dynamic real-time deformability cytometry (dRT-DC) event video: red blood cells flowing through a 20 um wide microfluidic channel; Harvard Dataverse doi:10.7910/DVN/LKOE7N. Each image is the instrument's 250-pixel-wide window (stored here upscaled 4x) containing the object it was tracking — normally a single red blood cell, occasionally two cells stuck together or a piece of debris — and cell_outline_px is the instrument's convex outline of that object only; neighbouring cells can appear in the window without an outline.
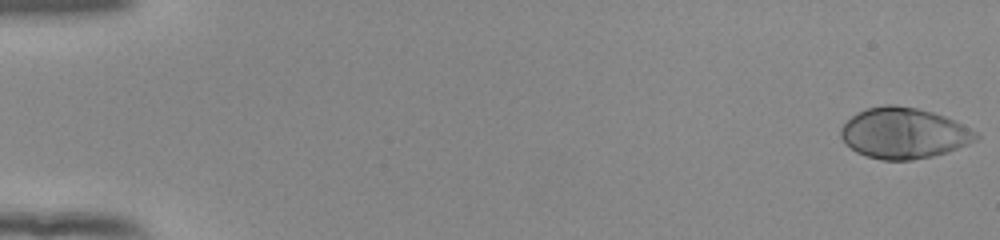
{"species": "human", "species_latin": "Homo sapiens", "temperature_condition": "room temperature", "stored_images_in_passage": 54, "camera_frame_rate_fps": 3000, "um_per_image_px": 0.085, "donor": {"sex": "female"}, "frame": {"image": 1, "passage_image": 1, "time_ms": 0.0, "image_size_px": [1000, 240], "cell_outline_px": [[980, 136], [976, 140], [968, 144], [948, 152], [932, 156], [912, 160], [880, 160], [856, 152], [844, 144], [840, 136], [840, 128], [852, 116], [868, 108], [884, 104], [892, 104], [916, 108], [932, 112], [944, 116], [976, 132]], "centroid_in_image_um": [76.79, 11.33], "position_along_channel_um": 8.2, "area_um2": 39.82}}
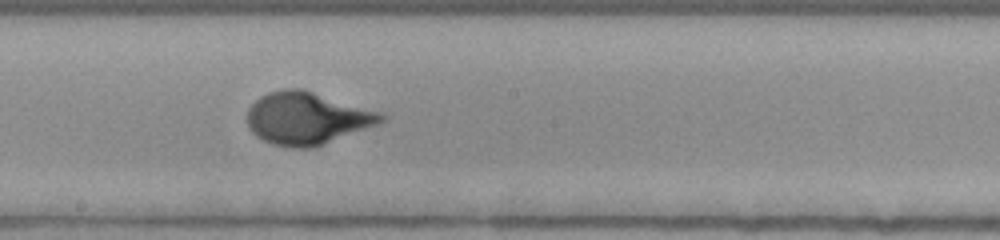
{"frame": {"image": 2, "passage_image": 31, "time_ms": 10.0, "image_size_px": [1000, 240], "cell_outline_px": [[388, 116], [380, 124], [312, 148], [292, 148], [272, 144], [256, 136], [248, 128], [248, 108], [260, 96], [268, 92], [284, 88], [300, 88], [384, 112]], "centroid_in_image_um": [26.13, 10.05], "position_along_channel_um": 222.1, "area_um2": 41.21}}
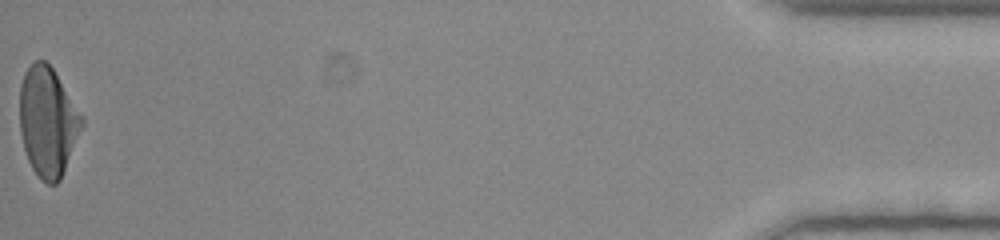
{"frame": {"image": 3, "passage_image": 54, "time_ms": 17.667, "image_size_px": [1000, 240], "cell_outline_px": [[84, 124], [60, 180], [56, 184], [48, 184], [40, 180], [32, 168], [28, 160], [24, 148], [20, 132], [20, 84], [24, 72], [36, 60], [44, 60], [52, 68], [84, 116]], "centroid_in_image_um": [4.07, 10.35], "position_along_channel_um": 431.1, "area_um2": 39.65}}